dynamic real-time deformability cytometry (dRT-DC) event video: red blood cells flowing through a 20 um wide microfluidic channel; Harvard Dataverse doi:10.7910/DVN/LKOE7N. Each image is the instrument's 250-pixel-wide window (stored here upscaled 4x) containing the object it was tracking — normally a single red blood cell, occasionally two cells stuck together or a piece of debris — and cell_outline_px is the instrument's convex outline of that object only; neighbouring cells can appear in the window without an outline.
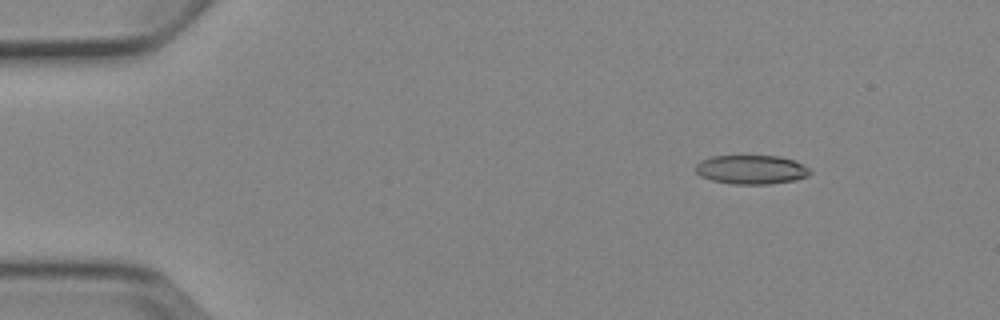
{"species": "Egyptian fruit bat (a non-hibernating species)", "species_latin": "Rousettus aegyptiacus", "temperature_condition": "cold", "stored_images_in_passage": 5, "camera_frame_rate_fps": 3000, "um_per_image_px": 0.085, "animal": {"sex": "female"}, "frame": {"image": 1, "passage_image": 2, "time_ms": 1.0, "image_size_px": [1000, 320], "cell_outline_px": [[812, 172], [808, 176], [796, 180], [768, 184], [732, 184], [712, 180], [700, 176], [696, 172], [696, 164], [700, 160], [712, 156], [780, 156], [792, 160], [808, 168]], "centroid_in_image_um": [63.84, 14.42], "position_along_channel_um": 21.2, "area_um2": 19.31}}
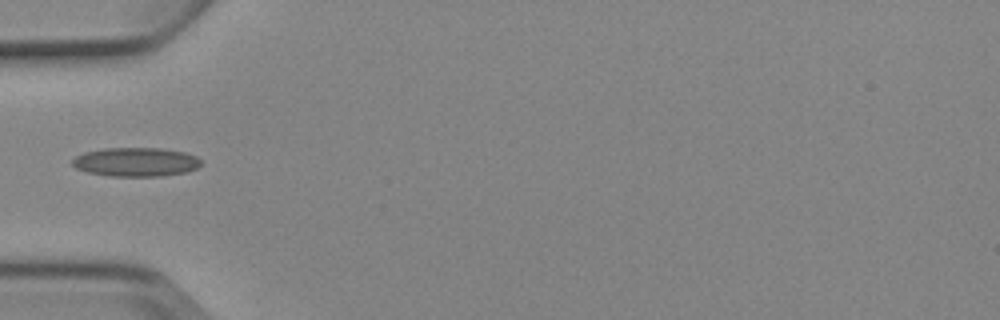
{"frame": {"image": 2, "passage_image": 5, "time_ms": 4.667, "image_size_px": [1000, 320], "cell_outline_px": [[200, 164], [196, 168], [188, 172], [160, 176], [108, 176], [88, 172], [76, 168], [72, 164], [72, 160], [76, 156], [84, 152], [104, 148], [160, 148], [184, 152], [196, 156], [200, 160]], "centroid_in_image_um": [11.54, 13.77], "position_along_channel_um": 73.5, "area_um2": 21.68}}